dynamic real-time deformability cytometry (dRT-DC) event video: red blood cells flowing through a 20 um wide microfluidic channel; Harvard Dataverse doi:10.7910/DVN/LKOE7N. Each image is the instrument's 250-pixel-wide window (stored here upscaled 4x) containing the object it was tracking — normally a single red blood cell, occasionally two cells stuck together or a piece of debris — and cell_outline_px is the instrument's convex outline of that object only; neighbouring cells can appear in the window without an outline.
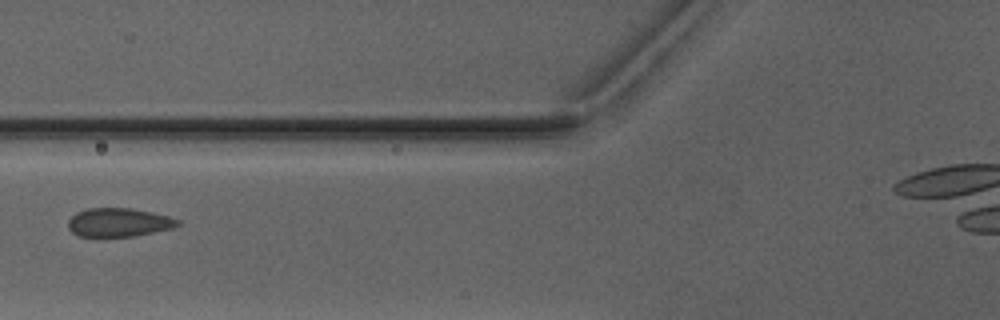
{"species": "Egyptian fruit bat (a non-hibernating species)", "species_latin": "Rousettus aegyptiacus", "temperature_condition": "warm", "stored_images_in_passage": 4, "camera_frame_rate_fps": 3000, "um_per_image_px": 0.085, "animal": {"sex": "male"}, "frame": {"image": 1, "passage_image": 3, "time_ms": 2.667, "image_size_px": [1000, 320], "cell_outline_px": [[180, 224], [172, 228], [132, 236], [76, 236], [68, 228], [68, 220], [76, 212], [88, 208], [132, 208], [152, 212], [168, 216], [180, 220]], "centroid_in_image_um": [10.07, 18.89], "position_along_channel_um": 115.7, "area_um2": 18.21}}
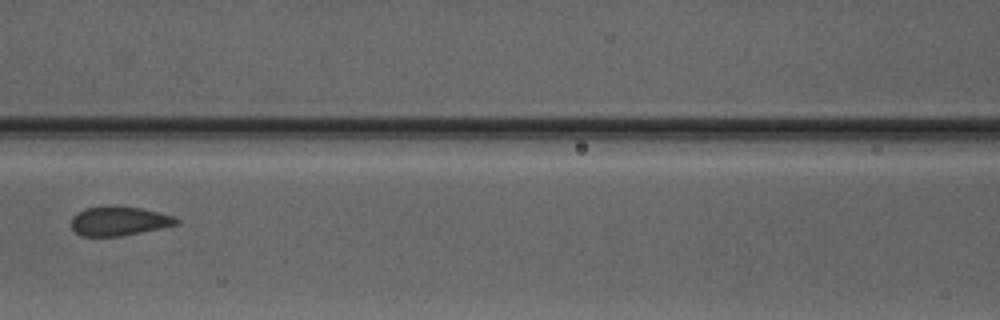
{"frame": {"image": 2, "passage_image": 4, "time_ms": 3.667, "image_size_px": [1000, 320], "cell_outline_px": [[180, 224], [120, 236], [80, 236], [72, 228], [72, 216], [84, 208], [140, 208], [172, 216], [180, 220]], "centroid_in_image_um": [10.11, 18.83], "position_along_channel_um": 156.5, "area_um2": 17.17}}